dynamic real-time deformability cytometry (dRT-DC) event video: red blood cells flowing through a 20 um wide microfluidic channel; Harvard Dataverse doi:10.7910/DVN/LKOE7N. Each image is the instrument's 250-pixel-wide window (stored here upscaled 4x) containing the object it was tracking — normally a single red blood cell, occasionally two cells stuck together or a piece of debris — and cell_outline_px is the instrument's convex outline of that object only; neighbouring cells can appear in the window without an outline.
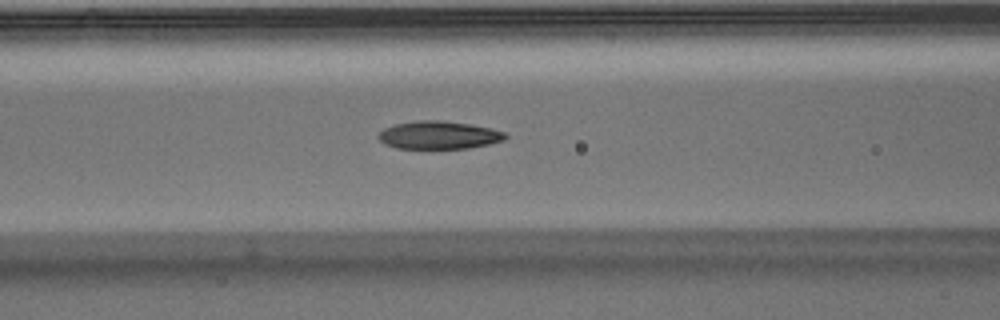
{"species": "Egyptian fruit bat (a non-hibernating species)", "species_latin": "Rousettus aegyptiacus", "temperature_condition": "warm", "stored_images_in_passage": 34, "camera_frame_rate_fps": 3000, "um_per_image_px": 0.085, "animal": {"sex": "male"}, "frame": {"image": 1, "passage_image": 8, "time_ms": 2.333, "image_size_px": [1000, 320], "cell_outline_px": [[508, 136], [504, 140], [488, 144], [468, 148], [396, 148], [384, 144], [376, 136], [384, 128], [396, 124], [420, 120], [440, 120], [468, 124], [492, 128], [504, 132]], "centroid_in_image_um": [37.29, 11.48], "position_along_channel_um": 129.3, "area_um2": 20.52}}
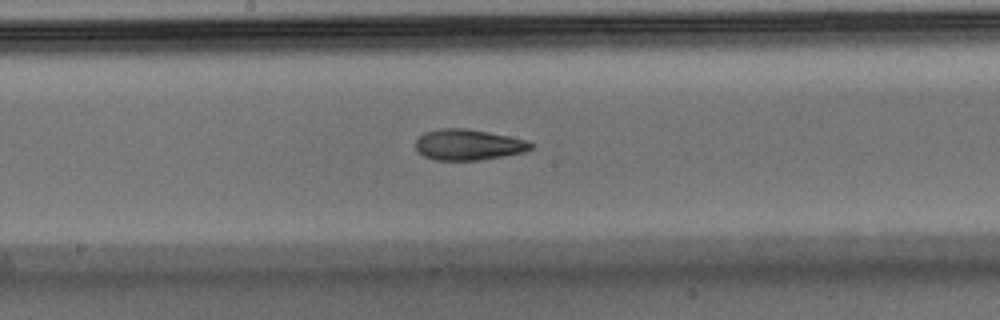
{"frame": {"image": 2, "passage_image": 14, "time_ms": 4.333, "image_size_px": [1000, 320], "cell_outline_px": [[536, 144], [532, 148], [524, 152], [480, 160], [432, 160], [424, 156], [416, 148], [416, 140], [424, 132], [440, 128], [468, 128], [528, 140]], "centroid_in_image_um": [39.82, 12.29], "position_along_channel_um": 208.4, "area_um2": 20.81}}
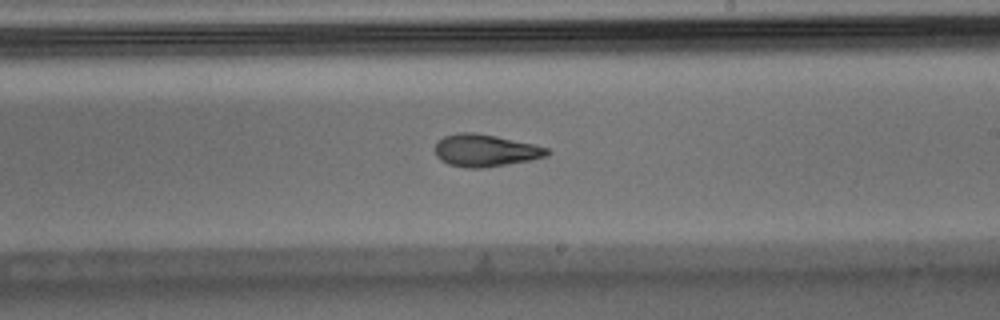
{"frame": {"image": 3, "passage_image": 17, "time_ms": 5.333, "image_size_px": [1000, 320], "cell_outline_px": [[552, 152], [548, 156], [532, 160], [480, 168], [468, 168], [448, 164], [440, 160], [436, 156], [436, 144], [444, 136], [460, 132], [472, 132], [496, 136], [532, 144], [548, 148]], "centroid_in_image_um": [41.27, 12.79], "position_along_channel_um": 247.7, "area_um2": 20.92}, "authors_computed_cell_mechanics": {"area_um2": 21.097, "velocity_mm_per_s": 3.948, "shape_relaxation_time_tau1_ms": 6.2895, "shape_relaxation_time_tau2_ms": 2.1834, "deformation_change_tau1": 0.2074, "deformation_change_tau2": 0.1022}}